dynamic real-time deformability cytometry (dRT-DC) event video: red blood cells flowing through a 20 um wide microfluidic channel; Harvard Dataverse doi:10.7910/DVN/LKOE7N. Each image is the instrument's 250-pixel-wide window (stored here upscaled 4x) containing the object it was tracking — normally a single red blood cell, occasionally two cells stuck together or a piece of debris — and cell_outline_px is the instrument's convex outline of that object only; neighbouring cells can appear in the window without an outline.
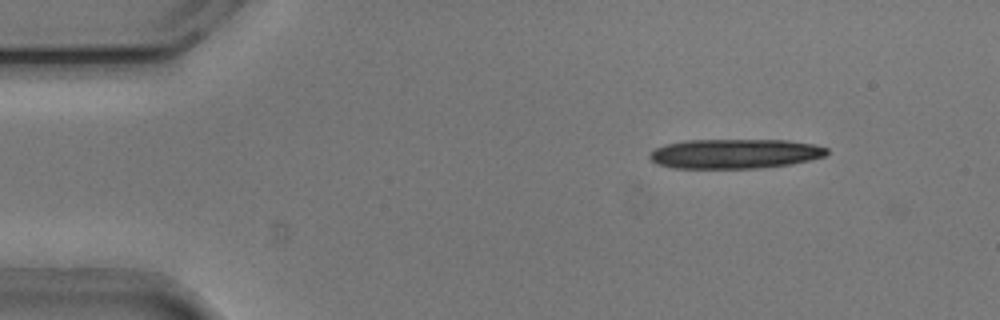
{"species": "common noctule bat (a hibernating species)", "species_latin": "Nyctalus noctula", "temperature_condition": "cold", "stored_images_in_passage": 11, "camera_frame_rate_fps": 3000, "um_per_image_px": 0.085, "animal": {"sex": "male", "body_mass_g": 20.5, "forearm_length_mm": 52.5}, "frame": {"image": 1, "passage_image": 1, "time_ms": 0.0, "image_size_px": [1000, 320], "cell_outline_px": [[828, 152], [824, 156], [812, 160], [788, 164], [760, 168], [672, 168], [656, 164], [648, 156], [656, 148], [664, 144], [684, 140], [788, 140], [812, 144], [828, 148]], "centroid_in_image_um": [62.44, 13.06], "position_along_channel_um": 22.6, "area_um2": 30.63}}